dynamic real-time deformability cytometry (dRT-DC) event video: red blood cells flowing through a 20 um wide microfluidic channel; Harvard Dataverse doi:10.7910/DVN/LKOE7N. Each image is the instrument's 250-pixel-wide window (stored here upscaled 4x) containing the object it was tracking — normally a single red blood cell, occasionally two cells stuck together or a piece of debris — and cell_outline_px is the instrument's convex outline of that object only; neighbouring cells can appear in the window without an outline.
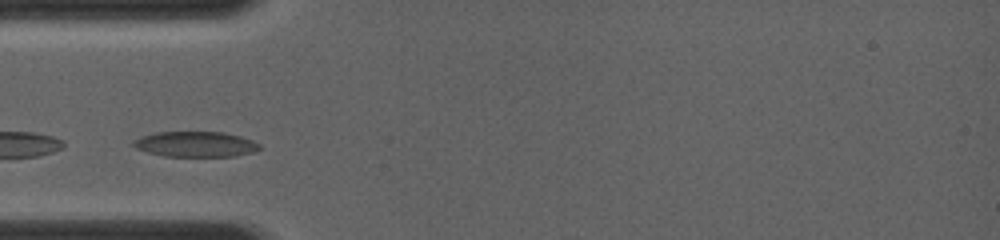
{"species": "common noctule bat (a hibernating species)", "species_latin": "Nyctalus noctula", "temperature_condition": "room temperature", "stored_images_in_passage": 14, "camera_frame_rate_fps": 4000, "um_per_image_px": 0.085, "animal": {"sex": "female", "body_mass_g": 19.0, "forearm_length_mm": 56.7}, "frame": {"image": 1, "passage_image": 2, "time_ms": 0.25, "image_size_px": [1000, 240], "cell_outline_px": [[260, 148], [252, 152], [232, 156], [164, 156], [148, 152], [136, 148], [132, 144], [136, 140], [144, 136], [160, 132], [220, 132], [252, 140], [260, 144]], "centroid_in_image_um": [16.63, 12.26], "position_along_channel_um": 68.4, "area_um2": 18.15}}